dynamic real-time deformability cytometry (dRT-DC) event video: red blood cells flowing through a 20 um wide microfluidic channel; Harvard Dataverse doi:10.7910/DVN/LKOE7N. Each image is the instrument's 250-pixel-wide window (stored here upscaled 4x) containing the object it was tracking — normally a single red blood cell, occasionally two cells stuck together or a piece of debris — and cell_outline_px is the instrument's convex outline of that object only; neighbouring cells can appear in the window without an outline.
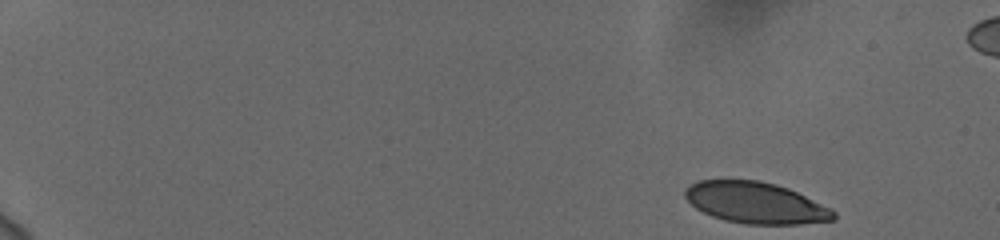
{"species": "human", "species_latin": "Homo sapiens", "temperature_condition": "cold", "stored_images_in_passage": 52, "camera_frame_rate_fps": 3000, "um_per_image_px": 0.085, "donor": {"sex": "female"}, "frame": {"image": 1, "passage_image": 1, "time_ms": 0.0, "image_size_px": [1000, 240], "cell_outline_px": [[836, 220], [800, 224], [744, 224], [724, 220], [712, 216], [696, 208], [684, 196], [684, 188], [688, 184], [700, 180], [760, 180], [776, 184], [788, 188], [832, 208], [836, 212]], "centroid_in_image_um": [64.24, 17.24], "position_along_channel_um": 20.8, "area_um2": 36.01}}
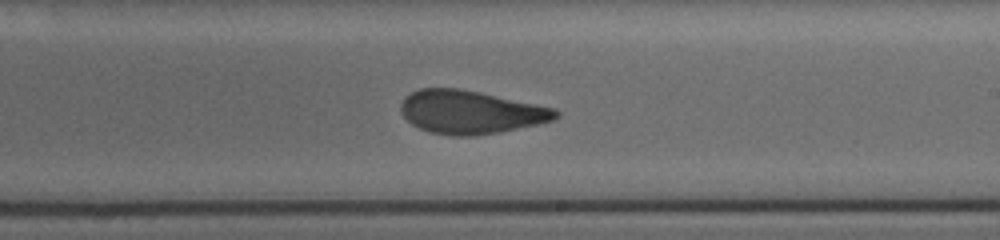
{"frame": {"image": 2, "passage_image": 32, "time_ms": 10.333, "image_size_px": [1000, 240], "cell_outline_px": [[560, 116], [552, 120], [536, 124], [500, 132], [476, 136], [452, 136], [428, 132], [412, 124], [400, 112], [400, 104], [412, 92], [420, 88], [460, 88], [480, 92], [556, 108], [560, 112]], "centroid_in_image_um": [40.01, 9.53], "position_along_channel_um": 249.0, "area_um2": 39.07}}
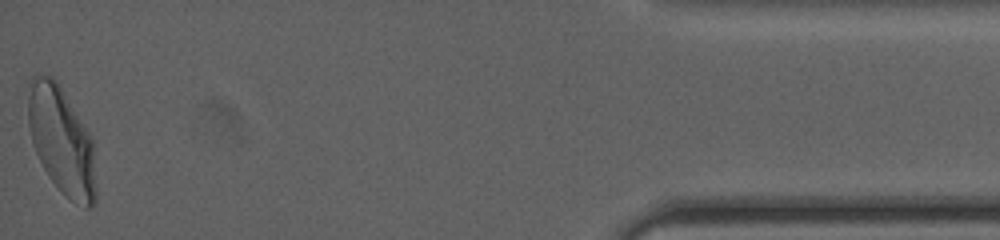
{"frame": {"image": 3, "passage_image": 52, "time_ms": 17.0, "image_size_px": [1000, 240], "cell_outline_px": [[96, 200], [88, 208], [84, 208], [60, 192], [48, 176], [32, 144], [28, 124], [28, 96], [32, 76], [36, 72], [52, 76], [56, 80], [88, 132], [92, 140], [96, 188]], "centroid_in_image_um": [5.21, 11.96], "position_along_channel_um": 430.0, "area_um2": 42.19}, "authors_computed_cell_mechanics": {"area_um2": 38.9572, "velocity_mm_per_s": 3.7247, "shape_relaxation_time_tau1_ms": 4.6774, "shape_relaxation_time_tau2_ms": 1.1455, "deformation_change_tau1": 0.1653, "deformation_change_tau2": 0.0674}}